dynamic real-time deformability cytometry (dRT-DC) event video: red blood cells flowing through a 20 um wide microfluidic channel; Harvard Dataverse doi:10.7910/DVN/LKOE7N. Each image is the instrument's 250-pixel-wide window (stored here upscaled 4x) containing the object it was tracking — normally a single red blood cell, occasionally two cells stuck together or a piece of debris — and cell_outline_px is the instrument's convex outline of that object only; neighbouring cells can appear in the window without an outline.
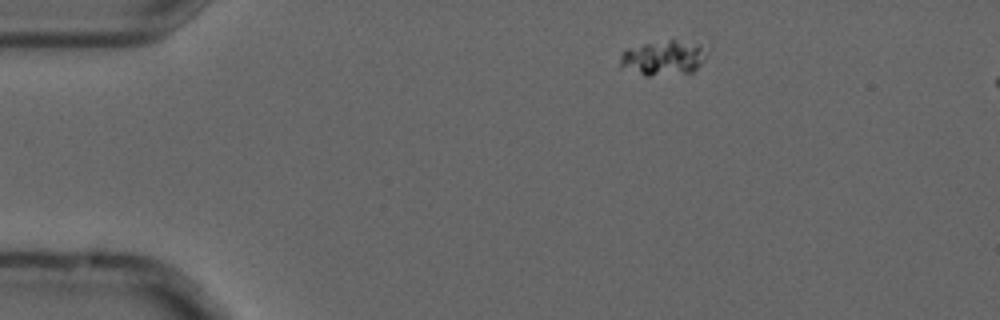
{"species": "common noctule bat (a hibernating species)", "species_latin": "Nyctalus noctula", "temperature_condition": "cold", "stored_images_in_passage": 4, "camera_frame_rate_fps": 3000, "um_per_image_px": 0.085, "animal": {"sex": "male", "forearm_length_mm": 52.5}, "frame": {"image": 1, "passage_image": 1, "time_ms": 0.0, "image_size_px": [1000, 320], "cell_outline_px": [[712, 48], [704, 60], [692, 72], [648, 76], [644, 76], [620, 68], [620, 56], [628, 48], [644, 44], [668, 40], [676, 40], [712, 44]], "centroid_in_image_um": [56.49, 4.89], "position_along_channel_um": 28.5, "area_um2": 18.21}}